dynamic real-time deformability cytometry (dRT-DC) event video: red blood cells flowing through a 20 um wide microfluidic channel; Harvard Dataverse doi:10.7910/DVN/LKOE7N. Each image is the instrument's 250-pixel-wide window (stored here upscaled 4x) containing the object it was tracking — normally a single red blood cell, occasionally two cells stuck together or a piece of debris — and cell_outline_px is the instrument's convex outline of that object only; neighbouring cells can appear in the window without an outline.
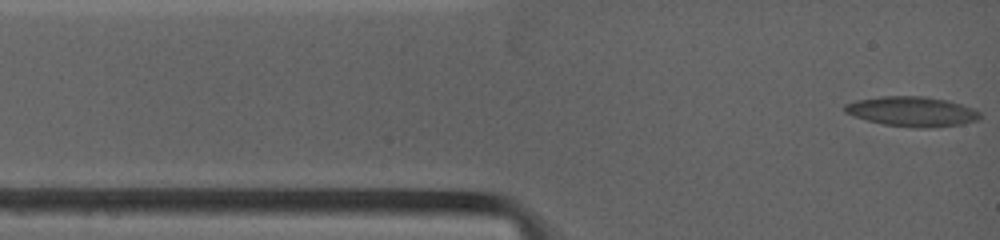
{"species": "common noctule bat (a hibernating species)", "species_latin": "Nyctalus noctula", "temperature_condition": "warm", "stored_images_in_passage": 39, "camera_frame_rate_fps": 4500, "um_per_image_px": 0.085, "animal": {"sex": "female", "body_mass_g": 19.0, "forearm_length_mm": 53.3}, "frame": {"image": 1, "passage_image": 1, "time_ms": 0.0, "image_size_px": [1000, 240], "cell_outline_px": [[980, 116], [976, 120], [960, 124], [928, 128], [912, 128], [884, 124], [868, 120], [844, 112], [844, 104], [856, 100], [880, 96], [924, 96], [944, 100], [960, 104], [972, 108], [980, 112]], "centroid_in_image_um": [77.49, 9.47], "position_along_channel_um": 7.5, "area_um2": 23.29}}
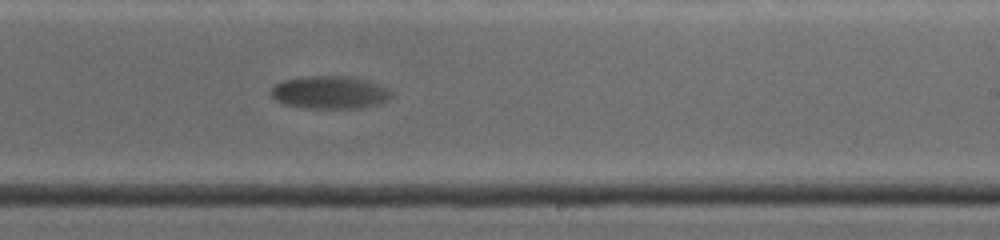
{"frame": {"image": 2, "passage_image": 17, "time_ms": 8.222, "image_size_px": [1000, 240], "cell_outline_px": [[392, 96], [388, 100], [380, 104], [360, 108], [308, 108], [284, 104], [276, 100], [268, 92], [276, 84], [284, 80], [308, 76], [340, 76], [368, 80], [388, 88], [392, 92]], "centroid_in_image_um": [28.05, 7.86], "position_along_channel_um": 260.9, "area_um2": 23.0}}
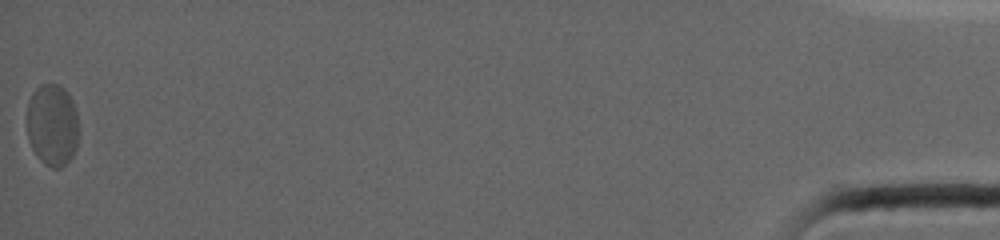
{"frame": {"image": 3, "passage_image": 39, "time_ms": 17.778, "image_size_px": [1000, 240], "cell_outline_px": [[76, 148], [72, 156], [60, 168], [52, 168], [44, 164], [40, 160], [32, 148], [28, 140], [28, 100], [32, 92], [40, 84], [60, 84], [68, 92], [72, 100], [76, 112]], "centroid_in_image_um": [4.42, 10.6], "position_along_channel_um": 430.8, "area_um2": 24.57}, "authors_computed_cell_mechanics": {"area_um2": 23.5824, "velocity_mm_per_s": 3.6085, "shape_relaxation_time_tau1_ms": 8.3944, "shape_relaxation_time_tau2_ms": null, "deformation_change_tau1": 0.1864, "deformation_change_tau2": null}}